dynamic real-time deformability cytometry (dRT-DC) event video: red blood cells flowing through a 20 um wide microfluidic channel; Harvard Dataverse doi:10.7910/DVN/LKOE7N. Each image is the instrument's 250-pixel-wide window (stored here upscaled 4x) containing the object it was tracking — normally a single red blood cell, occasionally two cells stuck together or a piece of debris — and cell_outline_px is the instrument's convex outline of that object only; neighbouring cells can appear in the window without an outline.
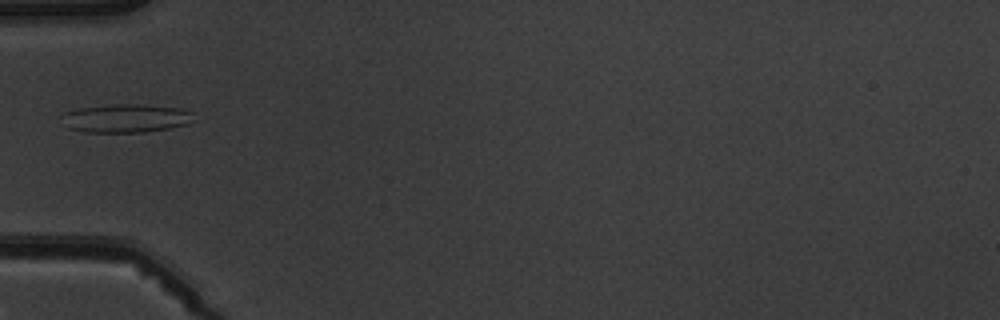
{"species": "common noctule bat (a hibernating species)", "species_latin": "Nyctalus noctula", "temperature_condition": "warm", "stored_images_in_passage": 3, "camera_frame_rate_fps": 3000, "um_per_image_px": 0.085, "animal": {"sex": "male", "body_mass_g": 19.5, "forearm_length_mm": 54.6}, "frame": {"image": 1, "passage_image": 2, "time_ms": 2.0, "image_size_px": [1000, 320], "cell_outline_px": [[196, 112], [188, 124], [168, 128], [144, 132], [84, 132], [68, 128], [60, 124], [64, 112], [80, 108], [112, 104], [136, 104], [180, 108]], "centroid_in_image_um": [10.67, 10.05], "position_along_channel_um": 74.3, "area_um2": 22.02}}
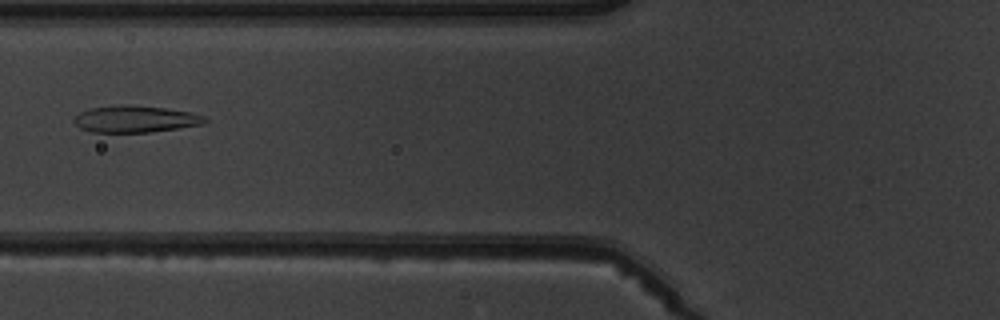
{"frame": {"image": 2, "passage_image": 3, "time_ms": 3.0, "image_size_px": [1000, 320], "cell_outline_px": [[208, 120], [204, 124], [148, 132], [92, 132], [80, 128], [72, 120], [80, 112], [88, 108], [120, 104], [128, 104], [168, 108], [192, 112], [204, 116]], "centroid_in_image_um": [11.49, 10.1], "position_along_channel_um": 114.3, "area_um2": 20.58}}